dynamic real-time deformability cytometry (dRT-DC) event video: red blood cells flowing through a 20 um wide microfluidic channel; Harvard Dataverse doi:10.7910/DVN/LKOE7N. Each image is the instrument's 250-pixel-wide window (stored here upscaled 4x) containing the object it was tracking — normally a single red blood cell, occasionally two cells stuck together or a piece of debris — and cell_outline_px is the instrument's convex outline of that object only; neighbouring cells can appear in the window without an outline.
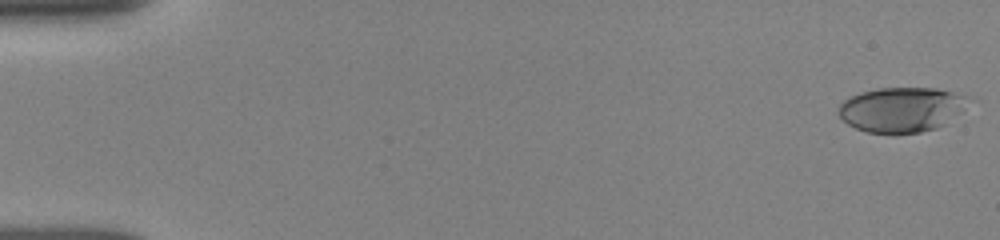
{"species": "human", "species_latin": "Homo sapiens", "temperature_condition": "room temperature", "stored_images_in_passage": 42, "camera_frame_rate_fps": 3000, "um_per_image_px": 0.085, "donor": {"sex": "female"}, "frame": {"image": 1, "passage_image": 1, "time_ms": 0.0, "image_size_px": [1000, 240], "cell_outline_px": [[964, 96], [960, 112], [944, 124], [936, 128], [920, 132], [892, 136], [868, 132], [856, 128], [848, 124], [840, 116], [840, 104], [844, 100], [860, 92], [880, 88], [936, 88], [952, 92]], "centroid_in_image_um": [76.54, 9.35], "position_along_channel_um": 8.5, "area_um2": 33.58}}
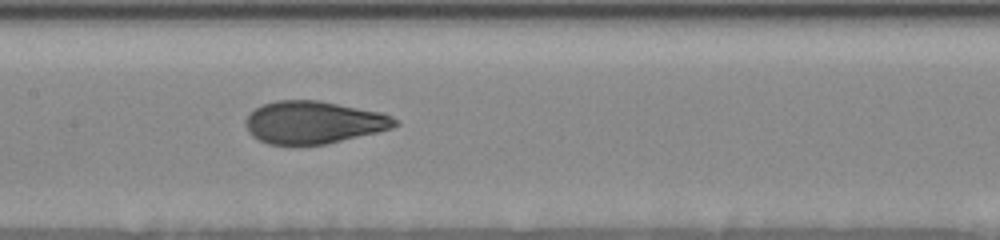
{"frame": {"image": 2, "passage_image": 22, "time_ms": 8.333, "image_size_px": [1000, 240], "cell_outline_px": [[400, 124], [392, 128], [376, 132], [324, 144], [268, 144], [252, 136], [248, 132], [244, 120], [248, 112], [264, 104], [276, 100], [320, 100], [380, 112], [392, 116], [400, 120]], "centroid_in_image_um": [26.64, 10.38], "position_along_channel_um": 180.8, "area_um2": 36.99}}
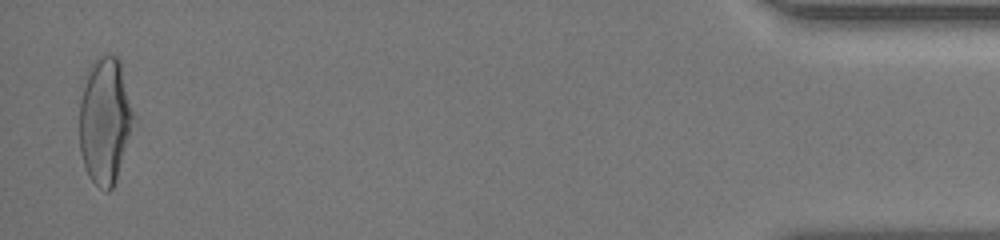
{"frame": {"image": 3, "passage_image": 41, "time_ms": 16.667, "image_size_px": [1000, 240], "cell_outline_px": [[136, 120], [112, 188], [108, 192], [100, 188], [88, 176], [80, 152], [80, 100], [88, 76], [92, 68], [100, 56], [116, 56], [120, 60]], "centroid_in_image_um": [8.95, 10.3], "position_along_channel_um": 426.2, "area_um2": 39.13}, "authors_computed_cell_mechanics": {"area_um2": 36.9342, "velocity_mm_per_s": 3.8997, "shape_relaxation_time_tau1_ms": 4.7441, "shape_relaxation_time_tau2_ms": 1.1231, "deformation_change_tau1": 0.2121, "deformation_change_tau2": 0.0679}}